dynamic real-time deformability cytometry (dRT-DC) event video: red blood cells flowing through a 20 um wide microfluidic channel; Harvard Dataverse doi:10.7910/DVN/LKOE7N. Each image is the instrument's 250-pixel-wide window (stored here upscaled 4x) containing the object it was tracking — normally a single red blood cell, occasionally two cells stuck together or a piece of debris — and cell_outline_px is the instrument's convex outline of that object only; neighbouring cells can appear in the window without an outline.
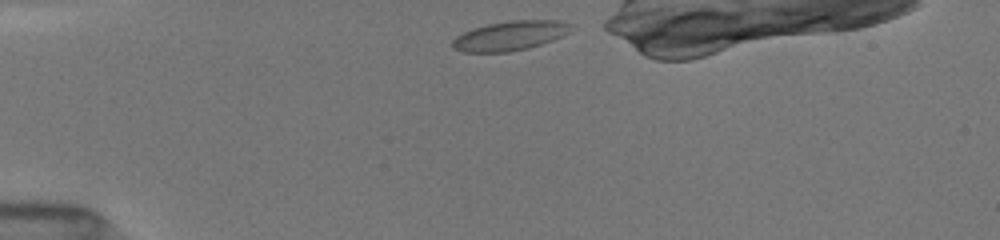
{"species": "common noctule bat (a hibernating species)", "species_latin": "Nyctalus noctula", "temperature_condition": "room temperature", "stored_images_in_passage": 34, "camera_frame_rate_fps": 3000, "um_per_image_px": 0.085, "animal": {"sex": "female", "body_mass_g": 19.5, "forearm_length_mm": 54.1}, "frame": {"image": 1, "passage_image": 1, "time_ms": 0.0, "image_size_px": [1000, 240], "cell_outline_px": [[568, 32], [552, 40], [528, 48], [508, 52], [464, 52], [452, 48], [452, 40], [456, 36], [464, 32], [488, 24], [512, 20], [556, 20], [568, 24]], "centroid_in_image_um": [43.28, 3.05], "position_along_channel_um": 41.7, "area_um2": 19.88}}
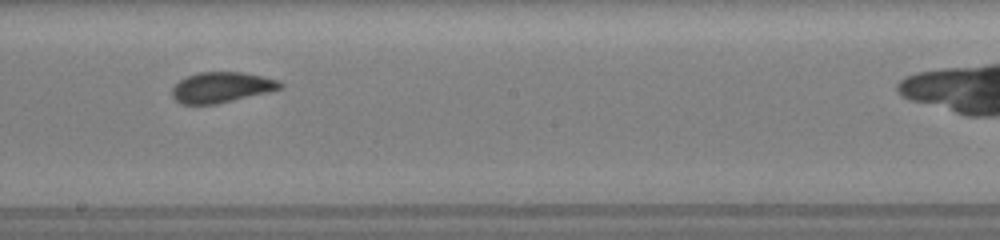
{"frame": {"image": 2, "passage_image": 18, "time_ms": 5.667, "image_size_px": [1000, 240], "cell_outline_px": [[284, 84], [280, 88], [216, 104], [180, 104], [172, 96], [172, 88], [180, 80], [188, 76], [200, 72], [240, 72], [260, 76], [276, 80]], "centroid_in_image_um": [18.76, 7.42], "position_along_channel_um": 229.4, "area_um2": 18.67}}
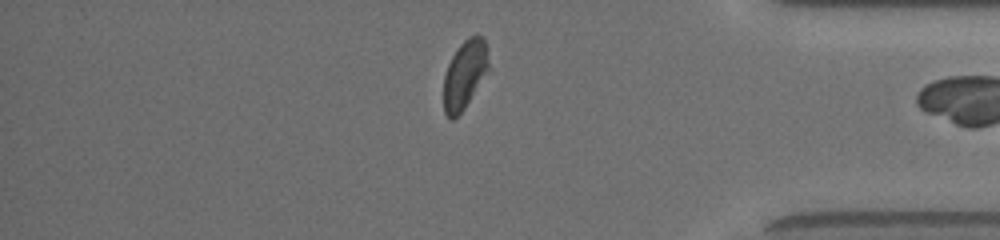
{"frame": {"image": 3, "passage_image": 32, "time_ms": 10.333, "image_size_px": [1000, 240], "cell_outline_px": [[492, 72], [464, 108], [452, 120], [448, 120], [444, 112], [444, 76], [448, 64], [452, 56], [460, 44], [468, 36], [484, 36], [492, 68]], "centroid_in_image_um": [39.58, 6.33], "position_along_channel_um": 395.6, "area_um2": 18.79}, "authors_computed_cell_mechanics": {"area_um2": 19.4208, "velocity_mm_per_s": 4.0087, "shape_relaxation_time_tau1_ms": 3.3362, "shape_relaxation_time_tau2_ms": null, "deformation_change_tau1": 0.0987, "deformation_change_tau2": null}}